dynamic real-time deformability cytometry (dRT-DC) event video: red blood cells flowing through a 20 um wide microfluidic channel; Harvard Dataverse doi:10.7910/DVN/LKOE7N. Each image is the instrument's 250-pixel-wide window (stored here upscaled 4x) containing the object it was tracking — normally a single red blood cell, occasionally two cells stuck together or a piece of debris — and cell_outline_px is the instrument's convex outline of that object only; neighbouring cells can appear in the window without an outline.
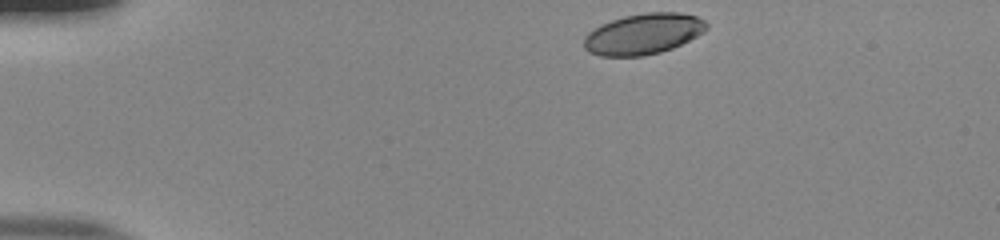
{"species": "human", "species_latin": "Homo sapiens", "temperature_condition": "room temperature", "stored_images_in_passage": 44, "camera_frame_rate_fps": 3000, "um_per_image_px": 0.085, "donor": {"sex": "male"}, "frame": {"image": 1, "passage_image": 1, "time_ms": 0.0, "image_size_px": [1000, 240], "cell_outline_px": [[708, 28], [704, 32], [672, 48], [660, 52], [644, 56], [600, 56], [588, 52], [584, 48], [584, 36], [588, 32], [600, 24], [624, 16], [644, 12], [680, 12], [696, 16], [704, 20], [708, 24]], "centroid_in_image_um": [54.66, 2.88], "position_along_channel_um": 30.3, "area_um2": 29.3}}
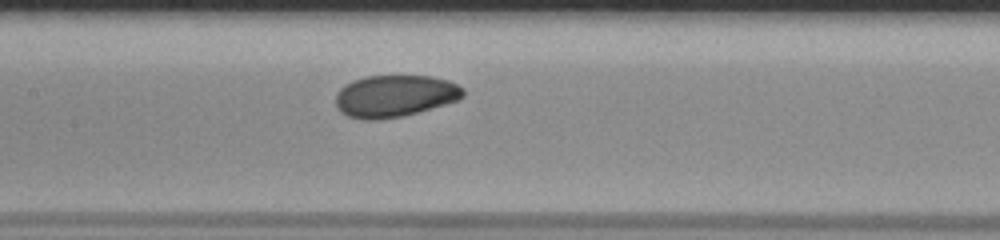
{"frame": {"image": 2, "passage_image": 18, "time_ms": 5.667, "image_size_px": [1000, 240], "cell_outline_px": [[464, 96], [456, 100], [444, 104], [404, 116], [376, 120], [364, 120], [348, 116], [340, 112], [336, 108], [336, 92], [340, 88], [352, 80], [364, 76], [432, 76], [448, 80], [464, 88]], "centroid_in_image_um": [33.52, 8.16], "position_along_channel_um": 173.9, "area_um2": 31.27}}
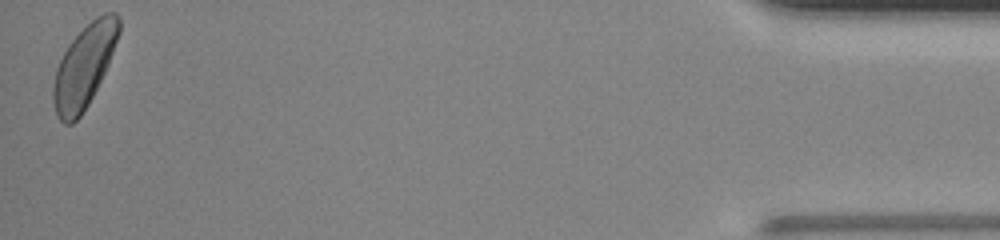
{"frame": {"image": 3, "passage_image": 44, "time_ms": 14.333, "image_size_px": [1000, 240], "cell_outline_px": [[120, 32], [108, 64], [88, 104], [80, 116], [72, 124], [64, 124], [56, 116], [52, 100], [52, 88], [56, 68], [68, 44], [96, 16], [104, 12], [116, 12], [120, 20]], "centroid_in_image_um": [7.14, 5.64], "position_along_channel_um": 428.1, "area_um2": 31.33}, "authors_computed_cell_mechanics": {"area_um2": 30.8941, "velocity_mm_per_s": 3.8734, "shape_relaxation_time_tau1_ms": 3.031, "shape_relaxation_time_tau2_ms": null, "deformation_change_tau1": 0.1241, "deformation_change_tau2": null}}